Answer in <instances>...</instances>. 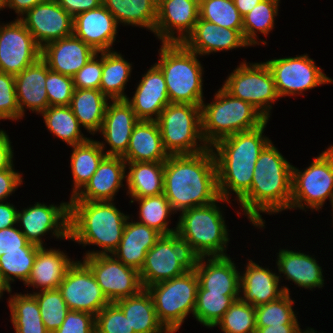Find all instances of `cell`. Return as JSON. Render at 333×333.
Here are the masks:
<instances>
[{
    "mask_svg": "<svg viewBox=\"0 0 333 333\" xmlns=\"http://www.w3.org/2000/svg\"><path fill=\"white\" fill-rule=\"evenodd\" d=\"M175 213L213 203L220 196L211 148L196 154L170 155L164 162V191Z\"/></svg>",
    "mask_w": 333,
    "mask_h": 333,
    "instance_id": "cell-1",
    "label": "cell"
},
{
    "mask_svg": "<svg viewBox=\"0 0 333 333\" xmlns=\"http://www.w3.org/2000/svg\"><path fill=\"white\" fill-rule=\"evenodd\" d=\"M292 166L272 140L261 151L251 188L237 202L254 227L266 228L261 213L272 215L290 209Z\"/></svg>",
    "mask_w": 333,
    "mask_h": 333,
    "instance_id": "cell-2",
    "label": "cell"
},
{
    "mask_svg": "<svg viewBox=\"0 0 333 333\" xmlns=\"http://www.w3.org/2000/svg\"><path fill=\"white\" fill-rule=\"evenodd\" d=\"M267 120L256 129L239 132L218 140L213 151L219 196L239 201L251 188L254 167L261 151L271 141L264 135Z\"/></svg>",
    "mask_w": 333,
    "mask_h": 333,
    "instance_id": "cell-3",
    "label": "cell"
},
{
    "mask_svg": "<svg viewBox=\"0 0 333 333\" xmlns=\"http://www.w3.org/2000/svg\"><path fill=\"white\" fill-rule=\"evenodd\" d=\"M115 204L113 201H69V239L82 247L101 248L88 250L83 257L111 255L117 249L130 215Z\"/></svg>",
    "mask_w": 333,
    "mask_h": 333,
    "instance_id": "cell-4",
    "label": "cell"
},
{
    "mask_svg": "<svg viewBox=\"0 0 333 333\" xmlns=\"http://www.w3.org/2000/svg\"><path fill=\"white\" fill-rule=\"evenodd\" d=\"M155 64L161 69L171 103L201 106L204 69L197 53L183 43H161Z\"/></svg>",
    "mask_w": 333,
    "mask_h": 333,
    "instance_id": "cell-5",
    "label": "cell"
},
{
    "mask_svg": "<svg viewBox=\"0 0 333 333\" xmlns=\"http://www.w3.org/2000/svg\"><path fill=\"white\" fill-rule=\"evenodd\" d=\"M201 120L202 136L211 147L222 138L256 129L268 119L252 104L220 87L210 103L202 102Z\"/></svg>",
    "mask_w": 333,
    "mask_h": 333,
    "instance_id": "cell-6",
    "label": "cell"
},
{
    "mask_svg": "<svg viewBox=\"0 0 333 333\" xmlns=\"http://www.w3.org/2000/svg\"><path fill=\"white\" fill-rule=\"evenodd\" d=\"M231 203L219 197L211 204L193 207L180 213L177 233L200 257L228 256L229 229L220 204ZM219 205V206H218Z\"/></svg>",
    "mask_w": 333,
    "mask_h": 333,
    "instance_id": "cell-7",
    "label": "cell"
},
{
    "mask_svg": "<svg viewBox=\"0 0 333 333\" xmlns=\"http://www.w3.org/2000/svg\"><path fill=\"white\" fill-rule=\"evenodd\" d=\"M199 258L192 246L177 232L162 235L147 252L139 271L143 288L194 271Z\"/></svg>",
    "mask_w": 333,
    "mask_h": 333,
    "instance_id": "cell-8",
    "label": "cell"
},
{
    "mask_svg": "<svg viewBox=\"0 0 333 333\" xmlns=\"http://www.w3.org/2000/svg\"><path fill=\"white\" fill-rule=\"evenodd\" d=\"M157 122L169 155L196 154L210 148L202 136L201 106L170 103Z\"/></svg>",
    "mask_w": 333,
    "mask_h": 333,
    "instance_id": "cell-9",
    "label": "cell"
},
{
    "mask_svg": "<svg viewBox=\"0 0 333 333\" xmlns=\"http://www.w3.org/2000/svg\"><path fill=\"white\" fill-rule=\"evenodd\" d=\"M199 282L194 271L147 287L159 322L169 333L177 332L196 307Z\"/></svg>",
    "mask_w": 333,
    "mask_h": 333,
    "instance_id": "cell-10",
    "label": "cell"
},
{
    "mask_svg": "<svg viewBox=\"0 0 333 333\" xmlns=\"http://www.w3.org/2000/svg\"><path fill=\"white\" fill-rule=\"evenodd\" d=\"M329 198L333 206V145L314 157L304 170L292 166L290 209L322 210ZM306 207V208H305Z\"/></svg>",
    "mask_w": 333,
    "mask_h": 333,
    "instance_id": "cell-11",
    "label": "cell"
},
{
    "mask_svg": "<svg viewBox=\"0 0 333 333\" xmlns=\"http://www.w3.org/2000/svg\"><path fill=\"white\" fill-rule=\"evenodd\" d=\"M246 61L227 75L222 87L233 97L252 104L269 120L272 105L280 99L272 73L265 62Z\"/></svg>",
    "mask_w": 333,
    "mask_h": 333,
    "instance_id": "cell-12",
    "label": "cell"
},
{
    "mask_svg": "<svg viewBox=\"0 0 333 333\" xmlns=\"http://www.w3.org/2000/svg\"><path fill=\"white\" fill-rule=\"evenodd\" d=\"M265 63L272 73L281 99L286 96H304L307 90L333 83V79L328 77L307 53L296 57L269 59Z\"/></svg>",
    "mask_w": 333,
    "mask_h": 333,
    "instance_id": "cell-13",
    "label": "cell"
},
{
    "mask_svg": "<svg viewBox=\"0 0 333 333\" xmlns=\"http://www.w3.org/2000/svg\"><path fill=\"white\" fill-rule=\"evenodd\" d=\"M17 226L29 243L39 247L47 245L42 237L50 233L52 238L68 241L69 201L57 205L36 202L21 211L18 209Z\"/></svg>",
    "mask_w": 333,
    "mask_h": 333,
    "instance_id": "cell-14",
    "label": "cell"
},
{
    "mask_svg": "<svg viewBox=\"0 0 333 333\" xmlns=\"http://www.w3.org/2000/svg\"><path fill=\"white\" fill-rule=\"evenodd\" d=\"M81 260L90 268L110 303L134 296L142 289L139 271L111 255H94Z\"/></svg>",
    "mask_w": 333,
    "mask_h": 333,
    "instance_id": "cell-15",
    "label": "cell"
},
{
    "mask_svg": "<svg viewBox=\"0 0 333 333\" xmlns=\"http://www.w3.org/2000/svg\"><path fill=\"white\" fill-rule=\"evenodd\" d=\"M69 310L96 316L110 302L102 292L90 268L82 261L68 268L58 288Z\"/></svg>",
    "mask_w": 333,
    "mask_h": 333,
    "instance_id": "cell-16",
    "label": "cell"
},
{
    "mask_svg": "<svg viewBox=\"0 0 333 333\" xmlns=\"http://www.w3.org/2000/svg\"><path fill=\"white\" fill-rule=\"evenodd\" d=\"M41 51L20 19L0 23V72L21 73L41 58Z\"/></svg>",
    "mask_w": 333,
    "mask_h": 333,
    "instance_id": "cell-17",
    "label": "cell"
},
{
    "mask_svg": "<svg viewBox=\"0 0 333 333\" xmlns=\"http://www.w3.org/2000/svg\"><path fill=\"white\" fill-rule=\"evenodd\" d=\"M198 19L199 0H160L153 34L161 43H183Z\"/></svg>",
    "mask_w": 333,
    "mask_h": 333,
    "instance_id": "cell-18",
    "label": "cell"
},
{
    "mask_svg": "<svg viewBox=\"0 0 333 333\" xmlns=\"http://www.w3.org/2000/svg\"><path fill=\"white\" fill-rule=\"evenodd\" d=\"M20 20L41 48L73 34V17L56 0L37 4Z\"/></svg>",
    "mask_w": 333,
    "mask_h": 333,
    "instance_id": "cell-19",
    "label": "cell"
},
{
    "mask_svg": "<svg viewBox=\"0 0 333 333\" xmlns=\"http://www.w3.org/2000/svg\"><path fill=\"white\" fill-rule=\"evenodd\" d=\"M138 121L125 99L109 101L98 132L105 141H99V144L107 156L123 157L126 154L132 130ZM105 143L110 147L108 150Z\"/></svg>",
    "mask_w": 333,
    "mask_h": 333,
    "instance_id": "cell-20",
    "label": "cell"
},
{
    "mask_svg": "<svg viewBox=\"0 0 333 333\" xmlns=\"http://www.w3.org/2000/svg\"><path fill=\"white\" fill-rule=\"evenodd\" d=\"M141 77L134 95L125 100L130 104L138 120L157 121L160 113L171 103L165 77L155 63Z\"/></svg>",
    "mask_w": 333,
    "mask_h": 333,
    "instance_id": "cell-21",
    "label": "cell"
},
{
    "mask_svg": "<svg viewBox=\"0 0 333 333\" xmlns=\"http://www.w3.org/2000/svg\"><path fill=\"white\" fill-rule=\"evenodd\" d=\"M118 23L102 4L73 18V34L96 52L114 50Z\"/></svg>",
    "mask_w": 333,
    "mask_h": 333,
    "instance_id": "cell-22",
    "label": "cell"
},
{
    "mask_svg": "<svg viewBox=\"0 0 333 333\" xmlns=\"http://www.w3.org/2000/svg\"><path fill=\"white\" fill-rule=\"evenodd\" d=\"M244 271H240V299L256 307L267 304L290 293V289L280 285L278 274L248 259ZM281 286V288H280Z\"/></svg>",
    "mask_w": 333,
    "mask_h": 333,
    "instance_id": "cell-23",
    "label": "cell"
},
{
    "mask_svg": "<svg viewBox=\"0 0 333 333\" xmlns=\"http://www.w3.org/2000/svg\"><path fill=\"white\" fill-rule=\"evenodd\" d=\"M126 161L106 156L86 185L69 201H114L126 182Z\"/></svg>",
    "mask_w": 333,
    "mask_h": 333,
    "instance_id": "cell-24",
    "label": "cell"
},
{
    "mask_svg": "<svg viewBox=\"0 0 333 333\" xmlns=\"http://www.w3.org/2000/svg\"><path fill=\"white\" fill-rule=\"evenodd\" d=\"M183 44L201 57L220 51L228 52L250 47L244 39L243 30L220 27L200 18Z\"/></svg>",
    "mask_w": 333,
    "mask_h": 333,
    "instance_id": "cell-25",
    "label": "cell"
},
{
    "mask_svg": "<svg viewBox=\"0 0 333 333\" xmlns=\"http://www.w3.org/2000/svg\"><path fill=\"white\" fill-rule=\"evenodd\" d=\"M97 52L74 34L46 44L41 58L50 70L73 77Z\"/></svg>",
    "mask_w": 333,
    "mask_h": 333,
    "instance_id": "cell-26",
    "label": "cell"
},
{
    "mask_svg": "<svg viewBox=\"0 0 333 333\" xmlns=\"http://www.w3.org/2000/svg\"><path fill=\"white\" fill-rule=\"evenodd\" d=\"M276 259L278 268V277L292 281L296 287L310 289L324 286V276L322 266L316 260L314 255H309L301 251H292L290 249H279ZM283 274V276L281 275ZM285 276V277H284Z\"/></svg>",
    "mask_w": 333,
    "mask_h": 333,
    "instance_id": "cell-27",
    "label": "cell"
},
{
    "mask_svg": "<svg viewBox=\"0 0 333 333\" xmlns=\"http://www.w3.org/2000/svg\"><path fill=\"white\" fill-rule=\"evenodd\" d=\"M46 76L47 63L42 58L15 75L16 98L22 120L26 109L38 115L49 107Z\"/></svg>",
    "mask_w": 333,
    "mask_h": 333,
    "instance_id": "cell-28",
    "label": "cell"
},
{
    "mask_svg": "<svg viewBox=\"0 0 333 333\" xmlns=\"http://www.w3.org/2000/svg\"><path fill=\"white\" fill-rule=\"evenodd\" d=\"M229 256L200 257L195 273L198 289L216 293H240V271Z\"/></svg>",
    "mask_w": 333,
    "mask_h": 333,
    "instance_id": "cell-29",
    "label": "cell"
},
{
    "mask_svg": "<svg viewBox=\"0 0 333 333\" xmlns=\"http://www.w3.org/2000/svg\"><path fill=\"white\" fill-rule=\"evenodd\" d=\"M132 218L131 216L130 220V216L128 217L121 241L112 255L123 264L140 271L147 252L162 234Z\"/></svg>",
    "mask_w": 333,
    "mask_h": 333,
    "instance_id": "cell-30",
    "label": "cell"
},
{
    "mask_svg": "<svg viewBox=\"0 0 333 333\" xmlns=\"http://www.w3.org/2000/svg\"><path fill=\"white\" fill-rule=\"evenodd\" d=\"M75 262L65 251L40 247L24 285L38 291L58 289L68 268Z\"/></svg>",
    "mask_w": 333,
    "mask_h": 333,
    "instance_id": "cell-31",
    "label": "cell"
},
{
    "mask_svg": "<svg viewBox=\"0 0 333 333\" xmlns=\"http://www.w3.org/2000/svg\"><path fill=\"white\" fill-rule=\"evenodd\" d=\"M170 155L164 148L157 121L139 120L130 137L126 162H165Z\"/></svg>",
    "mask_w": 333,
    "mask_h": 333,
    "instance_id": "cell-32",
    "label": "cell"
},
{
    "mask_svg": "<svg viewBox=\"0 0 333 333\" xmlns=\"http://www.w3.org/2000/svg\"><path fill=\"white\" fill-rule=\"evenodd\" d=\"M126 169L129 170H126V196L142 198L163 194L164 162H126Z\"/></svg>",
    "mask_w": 333,
    "mask_h": 333,
    "instance_id": "cell-33",
    "label": "cell"
},
{
    "mask_svg": "<svg viewBox=\"0 0 333 333\" xmlns=\"http://www.w3.org/2000/svg\"><path fill=\"white\" fill-rule=\"evenodd\" d=\"M123 311L134 333H169L159 322L154 303L147 289L115 302Z\"/></svg>",
    "mask_w": 333,
    "mask_h": 333,
    "instance_id": "cell-34",
    "label": "cell"
},
{
    "mask_svg": "<svg viewBox=\"0 0 333 333\" xmlns=\"http://www.w3.org/2000/svg\"><path fill=\"white\" fill-rule=\"evenodd\" d=\"M109 101L100 89H74L70 107L80 125L94 136L102 127Z\"/></svg>",
    "mask_w": 333,
    "mask_h": 333,
    "instance_id": "cell-35",
    "label": "cell"
},
{
    "mask_svg": "<svg viewBox=\"0 0 333 333\" xmlns=\"http://www.w3.org/2000/svg\"><path fill=\"white\" fill-rule=\"evenodd\" d=\"M118 25L146 28L154 33L157 20L156 0H102Z\"/></svg>",
    "mask_w": 333,
    "mask_h": 333,
    "instance_id": "cell-36",
    "label": "cell"
},
{
    "mask_svg": "<svg viewBox=\"0 0 333 333\" xmlns=\"http://www.w3.org/2000/svg\"><path fill=\"white\" fill-rule=\"evenodd\" d=\"M70 147L73 149L70 156L71 178H73L70 198H73L90 180L107 155L99 141L93 140L91 137L84 143Z\"/></svg>",
    "mask_w": 333,
    "mask_h": 333,
    "instance_id": "cell-37",
    "label": "cell"
},
{
    "mask_svg": "<svg viewBox=\"0 0 333 333\" xmlns=\"http://www.w3.org/2000/svg\"><path fill=\"white\" fill-rule=\"evenodd\" d=\"M133 66L124 55L111 50L103 52V69L100 82L101 92L110 100L126 99L125 87L131 78Z\"/></svg>",
    "mask_w": 333,
    "mask_h": 333,
    "instance_id": "cell-38",
    "label": "cell"
},
{
    "mask_svg": "<svg viewBox=\"0 0 333 333\" xmlns=\"http://www.w3.org/2000/svg\"><path fill=\"white\" fill-rule=\"evenodd\" d=\"M8 307L15 333H49L42 321L38 301L31 292L11 294Z\"/></svg>",
    "mask_w": 333,
    "mask_h": 333,
    "instance_id": "cell-39",
    "label": "cell"
},
{
    "mask_svg": "<svg viewBox=\"0 0 333 333\" xmlns=\"http://www.w3.org/2000/svg\"><path fill=\"white\" fill-rule=\"evenodd\" d=\"M48 131L68 146L78 145L89 140L81 132V125L70 106H49L40 114Z\"/></svg>",
    "mask_w": 333,
    "mask_h": 333,
    "instance_id": "cell-40",
    "label": "cell"
},
{
    "mask_svg": "<svg viewBox=\"0 0 333 333\" xmlns=\"http://www.w3.org/2000/svg\"><path fill=\"white\" fill-rule=\"evenodd\" d=\"M281 0H262L249 13L243 16V36L251 46L267 45L257 34L268 35L275 27ZM259 32V33H258ZM260 40V41H258Z\"/></svg>",
    "mask_w": 333,
    "mask_h": 333,
    "instance_id": "cell-41",
    "label": "cell"
},
{
    "mask_svg": "<svg viewBox=\"0 0 333 333\" xmlns=\"http://www.w3.org/2000/svg\"><path fill=\"white\" fill-rule=\"evenodd\" d=\"M139 204L138 222L156 229L162 235L176 233L177 225L170 228L171 215L176 214L164 194L147 196L142 198H131L130 203Z\"/></svg>",
    "mask_w": 333,
    "mask_h": 333,
    "instance_id": "cell-42",
    "label": "cell"
},
{
    "mask_svg": "<svg viewBox=\"0 0 333 333\" xmlns=\"http://www.w3.org/2000/svg\"><path fill=\"white\" fill-rule=\"evenodd\" d=\"M240 293H216L198 289L196 307L193 316L206 328H214Z\"/></svg>",
    "mask_w": 333,
    "mask_h": 333,
    "instance_id": "cell-43",
    "label": "cell"
},
{
    "mask_svg": "<svg viewBox=\"0 0 333 333\" xmlns=\"http://www.w3.org/2000/svg\"><path fill=\"white\" fill-rule=\"evenodd\" d=\"M289 293L278 299L255 307L256 327L272 325H299L298 313L293 309V300Z\"/></svg>",
    "mask_w": 333,
    "mask_h": 333,
    "instance_id": "cell-44",
    "label": "cell"
},
{
    "mask_svg": "<svg viewBox=\"0 0 333 333\" xmlns=\"http://www.w3.org/2000/svg\"><path fill=\"white\" fill-rule=\"evenodd\" d=\"M39 246L29 243L21 251L6 252L0 257V270L11 285L15 280H28Z\"/></svg>",
    "mask_w": 333,
    "mask_h": 333,
    "instance_id": "cell-45",
    "label": "cell"
},
{
    "mask_svg": "<svg viewBox=\"0 0 333 333\" xmlns=\"http://www.w3.org/2000/svg\"><path fill=\"white\" fill-rule=\"evenodd\" d=\"M199 18L220 27L243 30V18L233 0H199Z\"/></svg>",
    "mask_w": 333,
    "mask_h": 333,
    "instance_id": "cell-46",
    "label": "cell"
},
{
    "mask_svg": "<svg viewBox=\"0 0 333 333\" xmlns=\"http://www.w3.org/2000/svg\"><path fill=\"white\" fill-rule=\"evenodd\" d=\"M39 304L42 321L49 333H54L63 323L69 311L59 289L33 291Z\"/></svg>",
    "mask_w": 333,
    "mask_h": 333,
    "instance_id": "cell-47",
    "label": "cell"
},
{
    "mask_svg": "<svg viewBox=\"0 0 333 333\" xmlns=\"http://www.w3.org/2000/svg\"><path fill=\"white\" fill-rule=\"evenodd\" d=\"M217 326L223 333H255V307L241 299L235 300L215 327Z\"/></svg>",
    "mask_w": 333,
    "mask_h": 333,
    "instance_id": "cell-48",
    "label": "cell"
},
{
    "mask_svg": "<svg viewBox=\"0 0 333 333\" xmlns=\"http://www.w3.org/2000/svg\"><path fill=\"white\" fill-rule=\"evenodd\" d=\"M45 86L49 106H70L74 92L73 77L52 71L47 65Z\"/></svg>",
    "mask_w": 333,
    "mask_h": 333,
    "instance_id": "cell-49",
    "label": "cell"
},
{
    "mask_svg": "<svg viewBox=\"0 0 333 333\" xmlns=\"http://www.w3.org/2000/svg\"><path fill=\"white\" fill-rule=\"evenodd\" d=\"M95 333H134L122 309L109 303L95 316Z\"/></svg>",
    "mask_w": 333,
    "mask_h": 333,
    "instance_id": "cell-50",
    "label": "cell"
},
{
    "mask_svg": "<svg viewBox=\"0 0 333 333\" xmlns=\"http://www.w3.org/2000/svg\"><path fill=\"white\" fill-rule=\"evenodd\" d=\"M21 113L15 88V75L0 72V120L18 121Z\"/></svg>",
    "mask_w": 333,
    "mask_h": 333,
    "instance_id": "cell-51",
    "label": "cell"
},
{
    "mask_svg": "<svg viewBox=\"0 0 333 333\" xmlns=\"http://www.w3.org/2000/svg\"><path fill=\"white\" fill-rule=\"evenodd\" d=\"M102 69L103 52H97L73 76L74 89H100Z\"/></svg>",
    "mask_w": 333,
    "mask_h": 333,
    "instance_id": "cell-52",
    "label": "cell"
},
{
    "mask_svg": "<svg viewBox=\"0 0 333 333\" xmlns=\"http://www.w3.org/2000/svg\"><path fill=\"white\" fill-rule=\"evenodd\" d=\"M54 333H95V316L84 311L69 310Z\"/></svg>",
    "mask_w": 333,
    "mask_h": 333,
    "instance_id": "cell-53",
    "label": "cell"
},
{
    "mask_svg": "<svg viewBox=\"0 0 333 333\" xmlns=\"http://www.w3.org/2000/svg\"><path fill=\"white\" fill-rule=\"evenodd\" d=\"M28 244L29 242L17 225L0 230V257L6 252L21 251V248Z\"/></svg>",
    "mask_w": 333,
    "mask_h": 333,
    "instance_id": "cell-54",
    "label": "cell"
},
{
    "mask_svg": "<svg viewBox=\"0 0 333 333\" xmlns=\"http://www.w3.org/2000/svg\"><path fill=\"white\" fill-rule=\"evenodd\" d=\"M11 168L0 171V201L8 200L23 183V173Z\"/></svg>",
    "mask_w": 333,
    "mask_h": 333,
    "instance_id": "cell-55",
    "label": "cell"
},
{
    "mask_svg": "<svg viewBox=\"0 0 333 333\" xmlns=\"http://www.w3.org/2000/svg\"><path fill=\"white\" fill-rule=\"evenodd\" d=\"M73 18L91 9L102 5V0H56Z\"/></svg>",
    "mask_w": 333,
    "mask_h": 333,
    "instance_id": "cell-56",
    "label": "cell"
},
{
    "mask_svg": "<svg viewBox=\"0 0 333 333\" xmlns=\"http://www.w3.org/2000/svg\"><path fill=\"white\" fill-rule=\"evenodd\" d=\"M6 130L0 132V171L11 168L14 165V150Z\"/></svg>",
    "mask_w": 333,
    "mask_h": 333,
    "instance_id": "cell-57",
    "label": "cell"
},
{
    "mask_svg": "<svg viewBox=\"0 0 333 333\" xmlns=\"http://www.w3.org/2000/svg\"><path fill=\"white\" fill-rule=\"evenodd\" d=\"M17 208L8 201H0V230L17 225Z\"/></svg>",
    "mask_w": 333,
    "mask_h": 333,
    "instance_id": "cell-58",
    "label": "cell"
},
{
    "mask_svg": "<svg viewBox=\"0 0 333 333\" xmlns=\"http://www.w3.org/2000/svg\"><path fill=\"white\" fill-rule=\"evenodd\" d=\"M5 1H6V8L14 10L15 14H17L16 19H20L25 13H27L31 8H33L37 4L49 0H5Z\"/></svg>",
    "mask_w": 333,
    "mask_h": 333,
    "instance_id": "cell-59",
    "label": "cell"
},
{
    "mask_svg": "<svg viewBox=\"0 0 333 333\" xmlns=\"http://www.w3.org/2000/svg\"><path fill=\"white\" fill-rule=\"evenodd\" d=\"M300 325H272L257 327L255 333H299Z\"/></svg>",
    "mask_w": 333,
    "mask_h": 333,
    "instance_id": "cell-60",
    "label": "cell"
},
{
    "mask_svg": "<svg viewBox=\"0 0 333 333\" xmlns=\"http://www.w3.org/2000/svg\"><path fill=\"white\" fill-rule=\"evenodd\" d=\"M235 7L238 9L240 15L243 17L249 13L256 5L262 0H233Z\"/></svg>",
    "mask_w": 333,
    "mask_h": 333,
    "instance_id": "cell-61",
    "label": "cell"
},
{
    "mask_svg": "<svg viewBox=\"0 0 333 333\" xmlns=\"http://www.w3.org/2000/svg\"><path fill=\"white\" fill-rule=\"evenodd\" d=\"M4 292H7L11 295L12 288L9 282L5 279L3 273L0 270V299L2 298Z\"/></svg>",
    "mask_w": 333,
    "mask_h": 333,
    "instance_id": "cell-62",
    "label": "cell"
},
{
    "mask_svg": "<svg viewBox=\"0 0 333 333\" xmlns=\"http://www.w3.org/2000/svg\"><path fill=\"white\" fill-rule=\"evenodd\" d=\"M299 333H317V331L314 330V328L307 327V329H305V330L301 329ZM318 333H320V332H318ZM322 333H324V332H322Z\"/></svg>",
    "mask_w": 333,
    "mask_h": 333,
    "instance_id": "cell-63",
    "label": "cell"
},
{
    "mask_svg": "<svg viewBox=\"0 0 333 333\" xmlns=\"http://www.w3.org/2000/svg\"><path fill=\"white\" fill-rule=\"evenodd\" d=\"M6 9V1L5 0H0V11Z\"/></svg>",
    "mask_w": 333,
    "mask_h": 333,
    "instance_id": "cell-64",
    "label": "cell"
},
{
    "mask_svg": "<svg viewBox=\"0 0 333 333\" xmlns=\"http://www.w3.org/2000/svg\"><path fill=\"white\" fill-rule=\"evenodd\" d=\"M331 214H332L331 216H332V220H333V206H332V213H331ZM332 222H333V221H332Z\"/></svg>",
    "mask_w": 333,
    "mask_h": 333,
    "instance_id": "cell-65",
    "label": "cell"
}]
</instances>
